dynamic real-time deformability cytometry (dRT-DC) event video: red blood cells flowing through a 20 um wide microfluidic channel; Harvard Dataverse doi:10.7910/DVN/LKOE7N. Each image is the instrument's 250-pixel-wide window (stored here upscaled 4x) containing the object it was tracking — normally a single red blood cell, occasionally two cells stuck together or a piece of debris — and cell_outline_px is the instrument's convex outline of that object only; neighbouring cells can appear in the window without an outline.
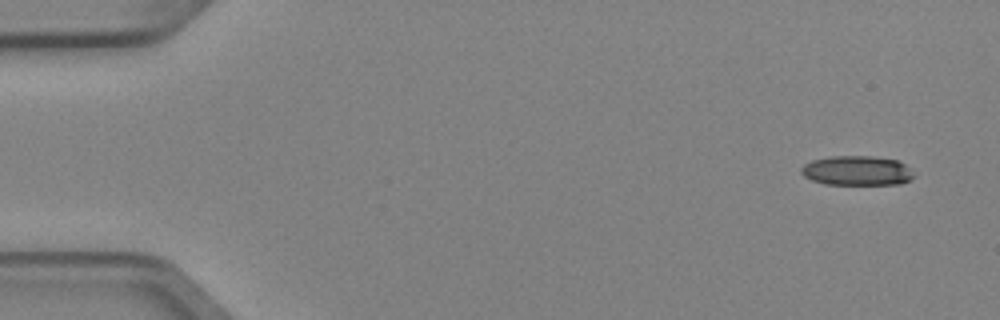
{"species": "Egyptian fruit bat (a non-hibernating species)", "species_latin": "Rousettus aegyptiacus", "temperature_condition": "cold", "stored_images_in_passage": 4, "camera_frame_rate_fps": 3000, "um_per_image_px": 0.085, "animal": {"sex": "female"}, "frame": {"image": 1, "passage_image": 1, "time_ms": 0.0, "image_size_px": [1000, 320], "cell_outline_px": [[916, 176], [912, 180], [900, 184], [824, 184], [812, 180], [804, 176], [800, 172], [800, 168], [804, 164], [812, 160], [832, 156], [872, 156], [896, 160], [904, 164]], "centroid_in_image_um": [72.84, 14.51], "position_along_channel_um": 12.2, "area_um2": 19.48}}
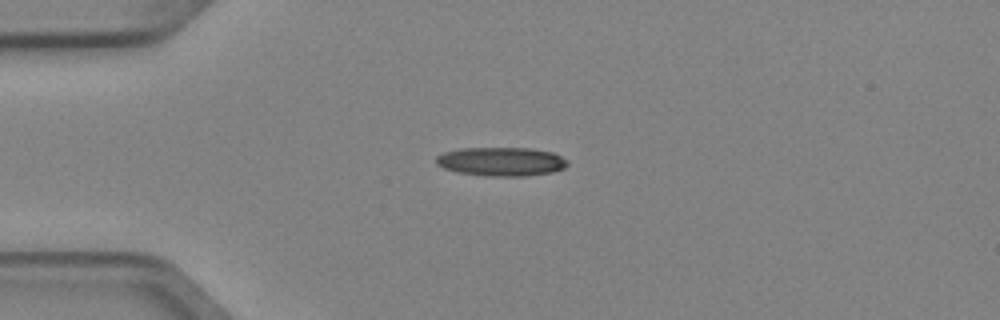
{"frame": {"image": 2, "passage_image": 4, "time_ms": 1.0, "image_size_px": [1000, 320], "cell_outline_px": [[568, 164], [564, 168], [552, 172], [524, 176], [488, 176], [456, 172], [444, 168], [436, 164], [436, 156], [444, 152], [460, 148], [528, 148], [552, 152], [568, 160]], "centroid_in_image_um": [42.59, 13.73], "position_along_channel_um": 42.4, "area_um2": 22.08}}